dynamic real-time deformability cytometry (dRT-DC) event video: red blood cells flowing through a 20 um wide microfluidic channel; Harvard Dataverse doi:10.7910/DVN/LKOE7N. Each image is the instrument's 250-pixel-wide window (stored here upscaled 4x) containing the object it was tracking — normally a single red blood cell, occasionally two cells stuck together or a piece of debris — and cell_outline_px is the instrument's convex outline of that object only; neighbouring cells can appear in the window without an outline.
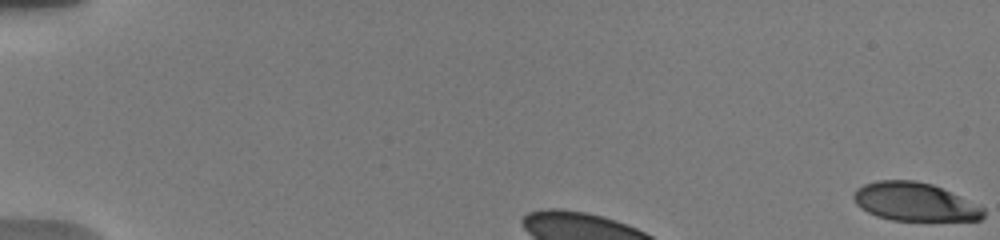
{"species": "human", "species_latin": "Homo sapiens", "temperature_condition": "warm", "stored_images_in_passage": 15, "camera_frame_rate_fps": 3000, "um_per_image_px": 0.085, "donor": {"sex": "male"}, "frame": {"image": 1, "passage_image": 1, "time_ms": 0.0, "image_size_px": [1000, 240], "cell_outline_px": [[984, 216], [980, 220], [892, 220], [876, 216], [860, 208], [856, 204], [852, 196], [856, 188], [864, 184], [876, 180], [916, 180], [932, 184], [984, 208]], "centroid_in_image_um": [77.69, 17.15], "position_along_channel_um": 7.3, "area_um2": 28.84}}
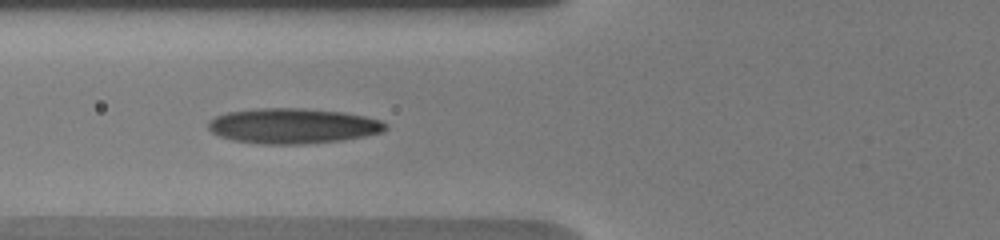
{"frame": {"image": 2, "passage_image": 14, "time_ms": 7.667, "image_size_px": [1000, 240], "cell_outline_px": [[388, 128], [384, 132], [344, 140], [300, 144], [260, 144], [232, 140], [220, 136], [212, 132], [208, 128], [208, 124], [216, 116], [228, 112], [252, 108], [300, 108], [340, 112], [364, 116], [380, 120], [388, 124]], "centroid_in_image_um": [24.91, 10.7], "position_along_channel_um": 100.9, "area_um2": 36.41}}
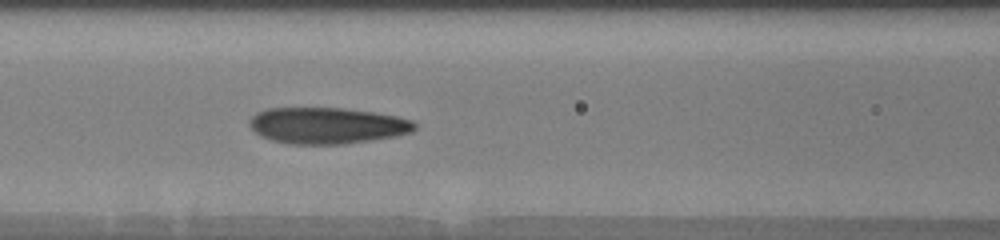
{"frame": {"image": 3, "passage_image": 15, "time_ms": 8.667, "image_size_px": [1000, 240], "cell_outline_px": [[416, 128], [412, 132], [396, 136], [344, 144], [288, 144], [272, 140], [260, 136], [248, 124], [248, 120], [256, 112], [264, 108], [344, 108], [372, 112], [396, 116], [412, 120], [416, 124]], "centroid_in_image_um": [27.78, 10.67], "position_along_channel_um": 138.8, "area_um2": 35.08}}